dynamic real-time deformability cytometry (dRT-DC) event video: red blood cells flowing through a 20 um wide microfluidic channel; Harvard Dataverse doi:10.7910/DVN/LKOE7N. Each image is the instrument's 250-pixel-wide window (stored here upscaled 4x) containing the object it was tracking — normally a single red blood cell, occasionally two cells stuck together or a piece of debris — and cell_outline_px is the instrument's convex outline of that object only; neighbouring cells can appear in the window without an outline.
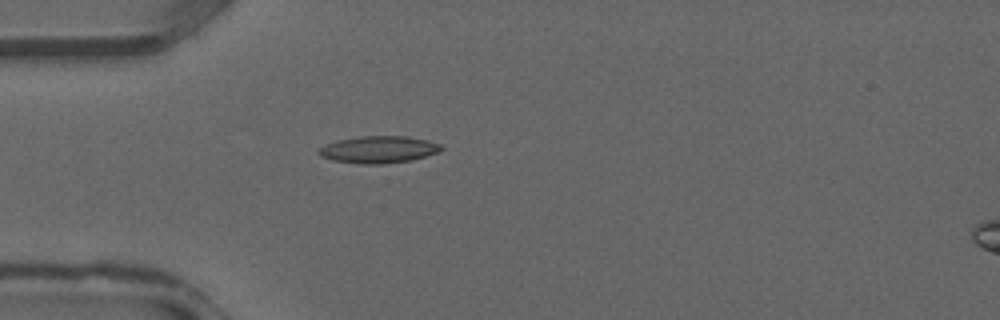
{"species": "common noctule bat (a hibernating species)", "species_latin": "Nyctalus noctula", "temperature_condition": "warm", "stored_images_in_passage": 27, "camera_frame_rate_fps": 3000, "um_per_image_px": 0.085, "animal": {"sex": "male", "forearm_length_mm": 52.5}, "frame": {"image": 1, "passage_image": 1, "time_ms": 0.0, "image_size_px": [1000, 320], "cell_outline_px": [[444, 148], [440, 152], [412, 160], [380, 164], [360, 164], [332, 160], [320, 156], [316, 152], [324, 144], [336, 140], [360, 136], [408, 136], [428, 140], [440, 144]], "centroid_in_image_um": [32.17, 12.71], "position_along_channel_um": 52.8, "area_um2": 19.54}}
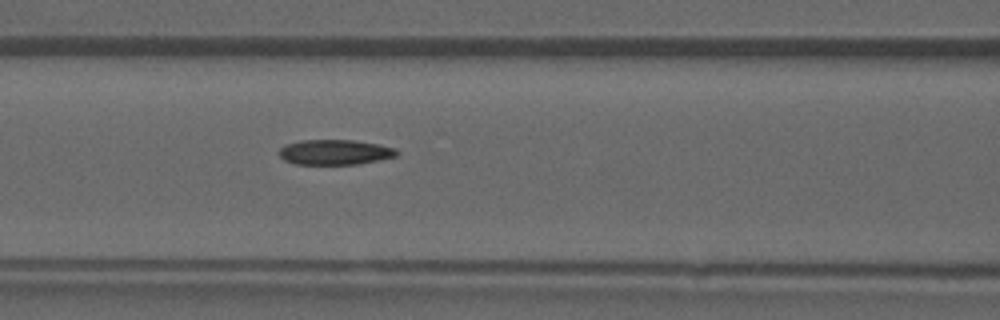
{"frame": {"image": 2, "passage_image": 6, "time_ms": 1.667, "image_size_px": [1000, 320], "cell_outline_px": [[400, 152], [396, 156], [380, 160], [360, 164], [296, 164], [284, 160], [276, 152], [284, 144], [300, 140], [352, 140], [376, 144], [396, 148]], "centroid_in_image_um": [28.44, 12.93], "position_along_channel_um": 138.2, "area_um2": 17.4}}
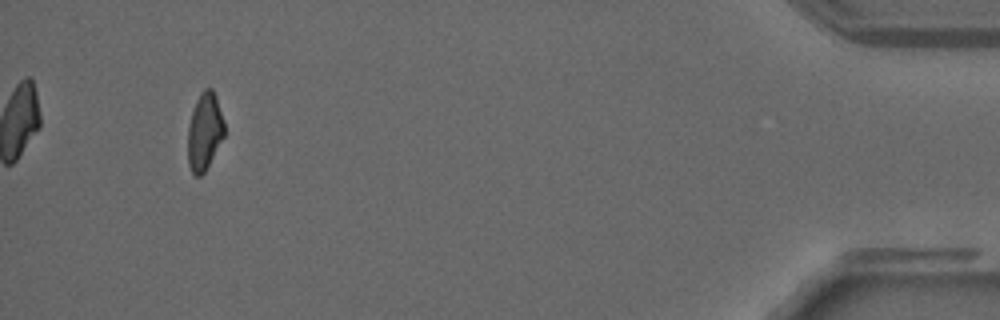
{"frame": {"image": 3, "passage_image": 25, "time_ms": 8.0, "image_size_px": [1000, 320], "cell_outline_px": [[224, 136], [204, 172], [200, 176], [196, 176], [192, 172], [188, 164], [188, 124], [196, 100], [200, 92], [204, 88], [212, 88], [216, 96], [224, 120]], "centroid_in_image_um": [17.38, 11.15], "position_along_channel_um": 417.8, "area_um2": 16.42}}